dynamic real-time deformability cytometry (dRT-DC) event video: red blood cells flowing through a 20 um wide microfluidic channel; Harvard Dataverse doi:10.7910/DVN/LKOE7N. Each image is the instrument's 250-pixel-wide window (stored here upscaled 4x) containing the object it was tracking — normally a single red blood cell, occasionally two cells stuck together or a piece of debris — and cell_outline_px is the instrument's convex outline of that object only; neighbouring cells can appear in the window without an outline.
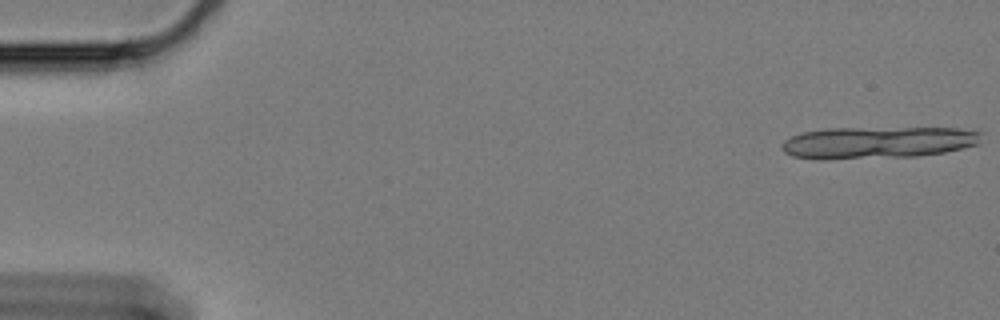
{"species": "Egyptian fruit bat (a non-hibernating species)", "species_latin": "Rousettus aegyptiacus", "temperature_condition": "cold", "stored_images_in_passage": 20, "camera_frame_rate_fps": 3000, "um_per_image_px": 0.085, "animal": {"sex": "female"}, "frame": {"image": 1, "passage_image": 1, "time_ms": 0.0, "image_size_px": [1000, 320], "cell_outline_px": [[980, 132], [976, 144], [944, 152], [916, 156], [820, 160], [792, 156], [784, 152], [780, 148], [784, 140], [792, 136], [804, 132], [828, 128], [956, 128]], "centroid_in_image_um": [74.5, 12.12], "position_along_channel_um": 10.5, "area_um2": 36.93}}